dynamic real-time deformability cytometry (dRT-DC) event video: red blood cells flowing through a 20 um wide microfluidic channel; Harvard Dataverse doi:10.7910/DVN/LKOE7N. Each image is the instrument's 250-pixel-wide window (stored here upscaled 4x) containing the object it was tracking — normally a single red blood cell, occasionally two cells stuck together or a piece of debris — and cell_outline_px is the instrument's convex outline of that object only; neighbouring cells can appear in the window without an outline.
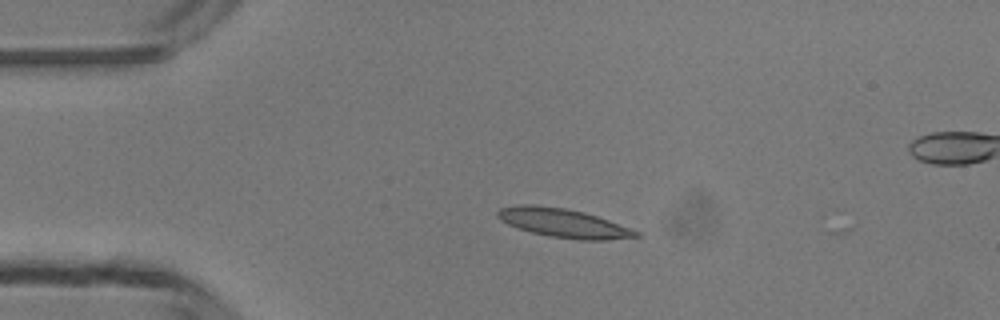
{"species": "common noctule bat (a hibernating species)", "species_latin": "Nyctalus noctula", "temperature_condition": "room temperature", "stored_images_in_passage": 3, "camera_frame_rate_fps": 3000, "um_per_image_px": 0.085, "animal": {"sex": "male", "body_mass_g": 13.3}, "frame": {"image": 1, "passage_image": 2, "time_ms": 0.333, "image_size_px": [1000, 320], "cell_outline_px": [[644, 236], [604, 240], [580, 240], [552, 236], [532, 232], [516, 228], [500, 220], [496, 216], [496, 212], [500, 208], [520, 204], [536, 204], [564, 208], [584, 212], [632, 228], [640, 232]], "centroid_in_image_um": [47.89, 18.95], "position_along_channel_um": 37.1, "area_um2": 23.35}}